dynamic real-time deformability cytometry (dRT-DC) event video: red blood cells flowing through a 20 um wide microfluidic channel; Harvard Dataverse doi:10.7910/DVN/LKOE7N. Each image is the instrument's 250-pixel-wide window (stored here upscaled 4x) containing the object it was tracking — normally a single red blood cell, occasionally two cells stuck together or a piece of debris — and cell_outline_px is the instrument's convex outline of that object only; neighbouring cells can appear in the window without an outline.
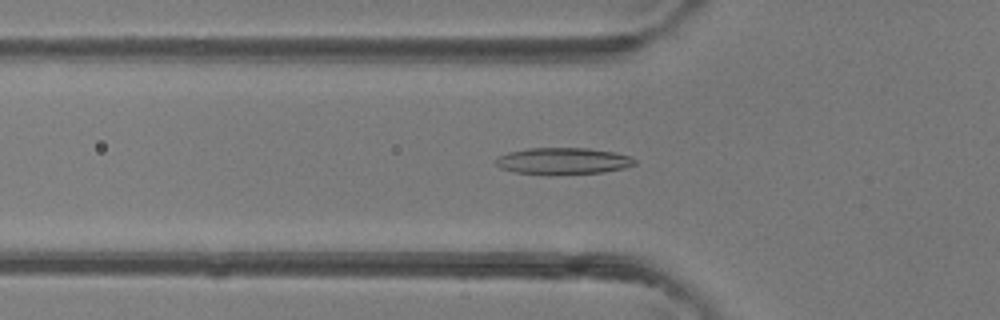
{"species": "common noctule bat (a hibernating species)", "species_latin": "Nyctalus noctula", "temperature_condition": "room temperature", "stored_images_in_passage": 45, "camera_frame_rate_fps": 3000, "um_per_image_px": 0.085, "animal": {"sex": "female"}, "frame": {"image": 1, "passage_image": 15, "time_ms": 4.667, "image_size_px": [1000, 320], "cell_outline_px": [[636, 164], [624, 168], [604, 172], [548, 176], [516, 172], [500, 168], [492, 160], [496, 156], [508, 152], [528, 148], [588, 148], [616, 152], [632, 156], [636, 160]], "centroid_in_image_um": [47.83, 13.7], "position_along_channel_um": 78.0, "area_um2": 22.25}}
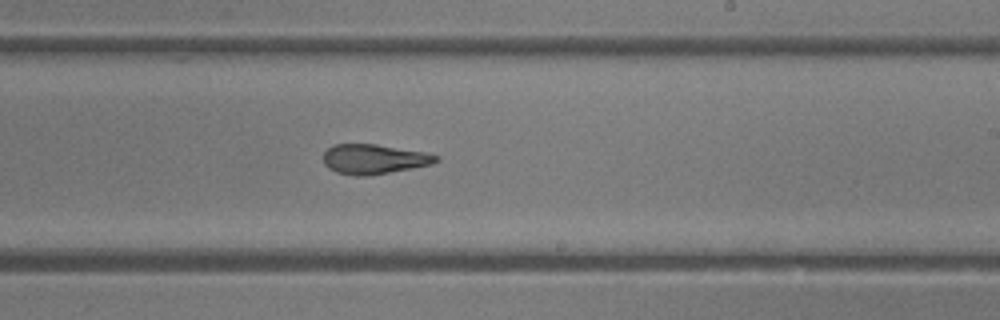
{"frame": {"image": 2, "passage_image": 27, "time_ms": 8.667, "image_size_px": [1000, 320], "cell_outline_px": [[440, 160], [432, 164], [368, 176], [356, 176], [336, 172], [328, 168], [324, 164], [324, 152], [332, 144], [376, 144], [424, 152], [440, 156]], "centroid_in_image_um": [31.77, 13.52], "position_along_channel_um": 257.2, "area_um2": 19.54}}
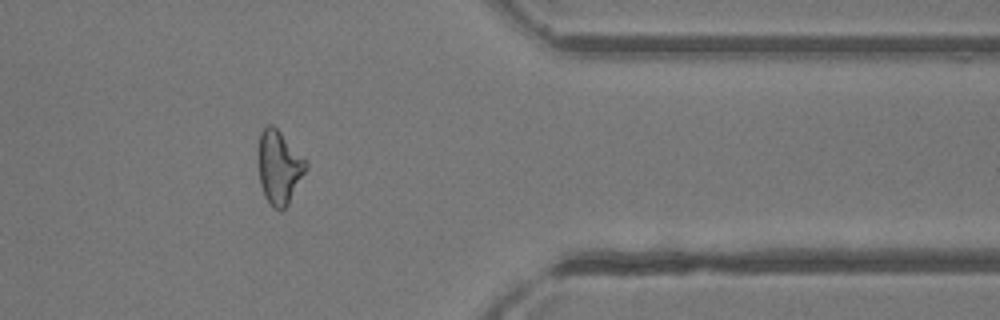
{"frame": {"image": 3, "passage_image": 37, "time_ms": 12.0, "image_size_px": [1000, 320], "cell_outline_px": [[308, 164], [288, 204], [280, 212], [264, 196], [260, 184], [256, 164], [260, 132], [268, 124], [272, 124], [308, 160]], "centroid_in_image_um": [23.69, 14.18], "position_along_channel_um": 387.7, "area_um2": 20.52}, "authors_computed_cell_mechanics": {"area_um2": 20.6346, "velocity_mm_per_s": 4.458, "shape_relaxation_time_tau1_ms": null, "shape_relaxation_time_tau2_ms": 2.5065, "deformation_change_tau1": null, "deformation_change_tau2": 0.1212}}